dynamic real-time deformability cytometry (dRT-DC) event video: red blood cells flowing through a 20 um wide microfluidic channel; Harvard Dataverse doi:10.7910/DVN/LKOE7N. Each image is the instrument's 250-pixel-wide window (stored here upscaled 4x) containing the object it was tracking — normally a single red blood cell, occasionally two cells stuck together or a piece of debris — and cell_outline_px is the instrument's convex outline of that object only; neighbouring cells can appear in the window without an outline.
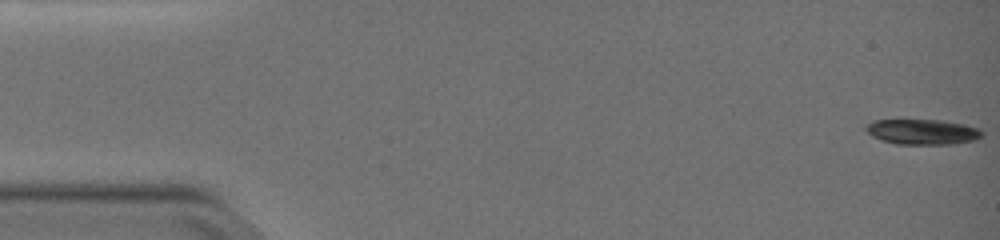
{"species": "common noctule bat (a hibernating species)", "species_latin": "Nyctalus noctula", "temperature_condition": "warm", "stored_images_in_passage": 52, "camera_frame_rate_fps": 3000, "um_per_image_px": 0.085, "animal": {"sex": "female", "body_mass_g": 19.0, "forearm_length_mm": 51.5}, "frame": {"image": 1, "passage_image": 1, "time_ms": 0.0, "image_size_px": [1000, 240], "cell_outline_px": [[984, 132], [976, 140], [952, 144], [896, 144], [880, 140], [872, 136], [864, 128], [872, 120], [940, 120], [980, 128]], "centroid_in_image_um": [78.39, 11.21], "position_along_channel_um": 6.6, "area_um2": 17.05}}
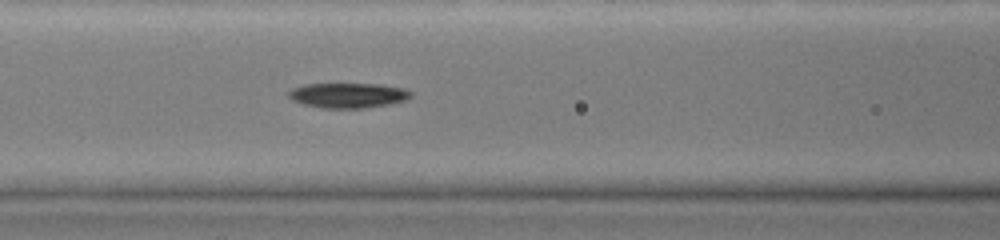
{"frame": {"image": 2, "passage_image": 23, "time_ms": 7.333, "image_size_px": [1000, 240], "cell_outline_px": [[412, 96], [408, 100], [368, 108], [320, 108], [304, 104], [292, 100], [288, 96], [288, 92], [292, 88], [304, 84], [380, 84], [404, 88], [412, 92]], "centroid_in_image_um": [29.6, 8.1], "position_along_channel_um": 137.0, "area_um2": 17.98}}
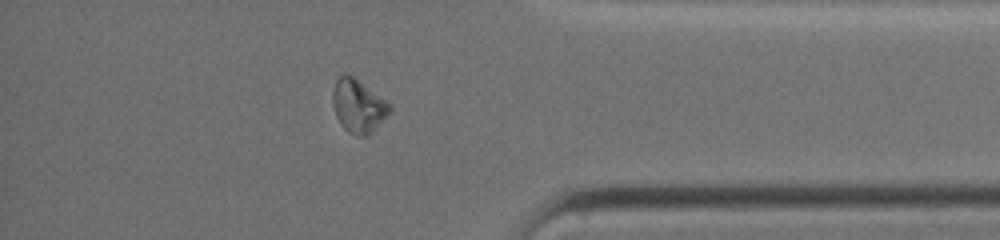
{"frame": {"image": 3, "passage_image": 45, "time_ms": 14.667, "image_size_px": [1000, 240], "cell_outline_px": [[392, 108], [372, 132], [364, 136], [356, 136], [348, 132], [340, 124], [336, 116], [332, 104], [332, 92], [336, 80], [344, 72], [352, 76], [392, 104]], "centroid_in_image_um": [30.43, 9.0], "position_along_channel_um": 404.8, "area_um2": 17.57}, "authors_computed_cell_mechanics": {"area_um2": 17.629, "velocity_mm_per_s": 3.7716, "shape_relaxation_time_tau1_ms": 4.9347, "shape_relaxation_time_tau2_ms": null, "deformation_change_tau1": 0.2204, "deformation_change_tau2": null}}